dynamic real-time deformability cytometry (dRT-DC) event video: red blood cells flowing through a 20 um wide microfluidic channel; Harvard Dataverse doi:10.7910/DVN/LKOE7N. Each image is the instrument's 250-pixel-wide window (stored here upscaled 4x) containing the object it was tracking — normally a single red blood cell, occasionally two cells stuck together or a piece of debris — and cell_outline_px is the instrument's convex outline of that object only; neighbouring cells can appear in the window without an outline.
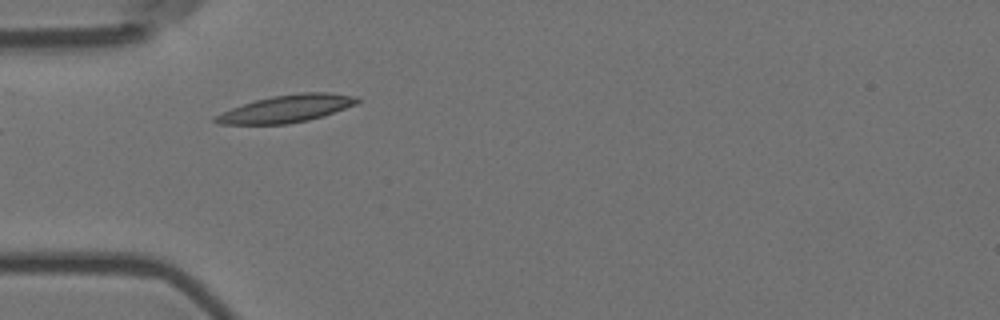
{"species": "Egyptian fruit bat (a non-hibernating species)", "species_latin": "Rousettus aegyptiacus", "temperature_condition": "room temperature", "stored_images_in_passage": 7, "camera_frame_rate_fps": 3000, "um_per_image_px": 0.085, "animal": {"sex": "female"}, "frame": {"image": 1, "passage_image": 1, "time_ms": 0.0, "image_size_px": [1000, 320], "cell_outline_px": [[360, 100], [356, 104], [324, 116], [308, 120], [288, 124], [220, 124], [212, 120], [212, 116], [232, 108], [256, 100], [272, 96], [300, 92], [328, 92], [360, 96]], "centroid_in_image_um": [24.38, 9.23], "position_along_channel_um": 60.6, "area_um2": 22.72}}
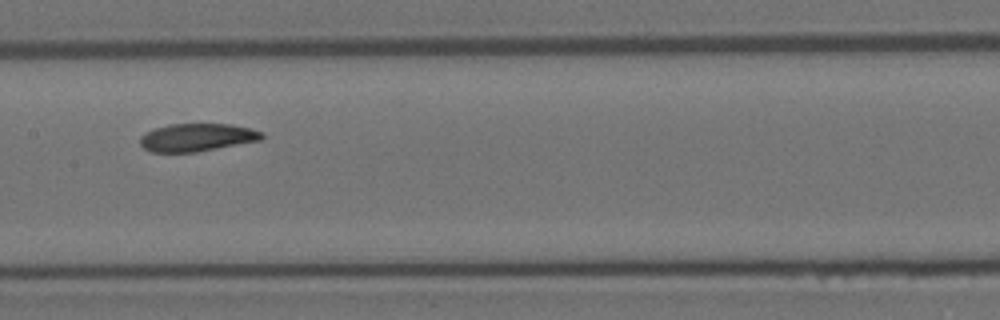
{"frame": {"image": 2, "passage_image": 4, "time_ms": 1.0, "image_size_px": [1000, 320], "cell_outline_px": [[264, 136], [260, 140], [196, 152], [152, 152], [144, 148], [140, 144], [140, 136], [144, 132], [168, 124], [232, 124], [264, 132]], "centroid_in_image_um": [16.72, 11.67], "position_along_channel_um": 190.7, "area_um2": 19.71}}
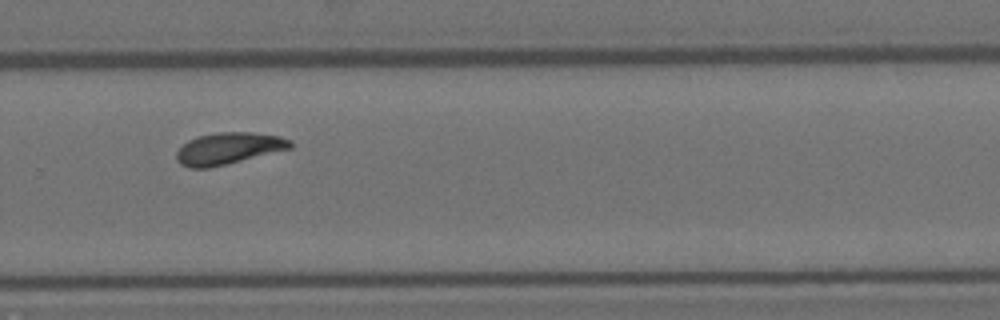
{"frame": {"image": 3, "passage_image": 7, "time_ms": 2.0, "image_size_px": [1000, 320], "cell_outline_px": [[292, 148], [208, 168], [188, 168], [180, 164], [176, 160], [176, 152], [188, 140], [196, 136], [220, 132], [252, 132], [280, 136], [292, 140]], "centroid_in_image_um": [19.41, 12.61], "position_along_channel_um": 310.4, "area_um2": 20.98}}